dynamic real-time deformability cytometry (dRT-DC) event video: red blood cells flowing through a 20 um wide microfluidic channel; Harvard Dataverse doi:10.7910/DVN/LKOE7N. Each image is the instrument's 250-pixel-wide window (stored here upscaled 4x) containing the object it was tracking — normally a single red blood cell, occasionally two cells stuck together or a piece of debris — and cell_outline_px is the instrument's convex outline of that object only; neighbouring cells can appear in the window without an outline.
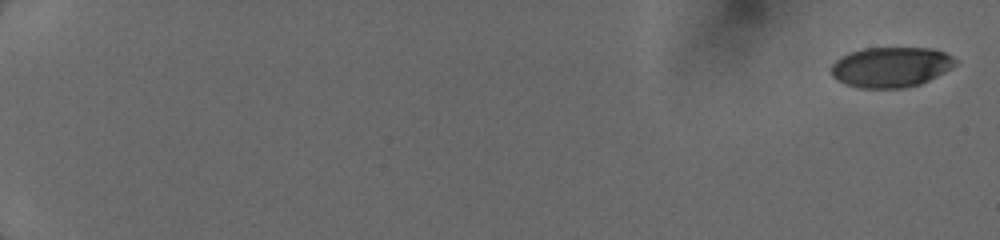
{"species": "human", "species_latin": "Homo sapiens", "temperature_condition": "cold", "stored_images_in_passage": 22, "camera_frame_rate_fps": 3000, "um_per_image_px": 0.085, "donor": {"sex": "female"}, "frame": {"image": 1, "passage_image": 1, "time_ms": 0.0, "image_size_px": [1000, 240], "cell_outline_px": [[960, 60], [952, 68], [920, 84], [904, 88], [860, 88], [844, 84], [836, 80], [832, 76], [828, 68], [840, 56], [848, 52], [864, 48], [932, 48], [944, 52]], "centroid_in_image_um": [75.69, 5.7], "position_along_channel_um": 9.3, "area_um2": 29.54}}
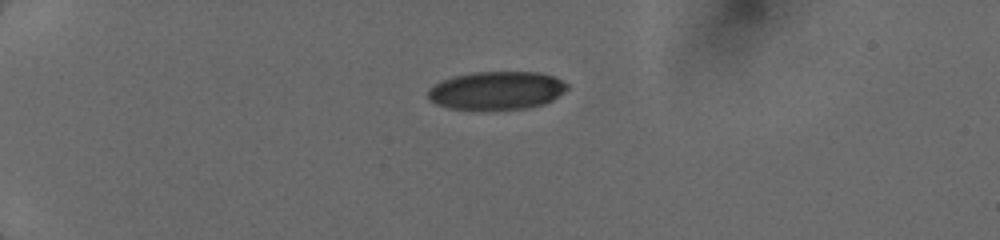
{"frame": {"image": 2, "passage_image": 17, "time_ms": 4.667, "image_size_px": [1000, 240], "cell_outline_px": [[568, 88], [564, 92], [552, 100], [544, 104], [524, 108], [448, 108], [436, 104], [428, 96], [428, 88], [452, 76], [472, 72], [540, 72], [552, 76], [568, 84]], "centroid_in_image_um": [42.22, 7.67], "position_along_channel_um": 42.8, "area_um2": 30.46}}
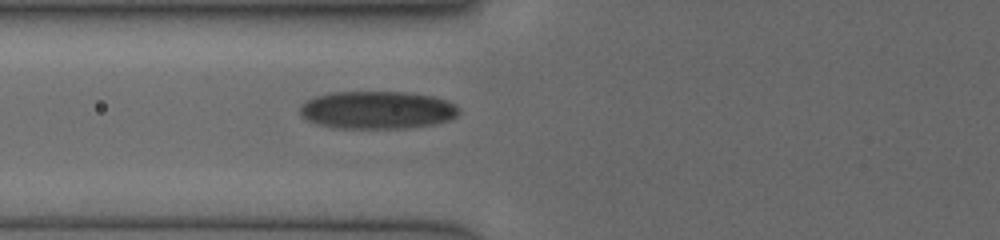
{"frame": {"image": 3, "passage_image": 22, "time_ms": 7.333, "image_size_px": [1000, 240], "cell_outline_px": [[460, 112], [456, 116], [448, 120], [432, 124], [404, 128], [340, 128], [316, 124], [308, 120], [300, 112], [300, 104], [316, 96], [332, 92], [404, 92], [432, 96], [444, 100], [460, 108]], "centroid_in_image_um": [32.04, 9.35], "position_along_channel_um": 93.8, "area_um2": 34.68}}